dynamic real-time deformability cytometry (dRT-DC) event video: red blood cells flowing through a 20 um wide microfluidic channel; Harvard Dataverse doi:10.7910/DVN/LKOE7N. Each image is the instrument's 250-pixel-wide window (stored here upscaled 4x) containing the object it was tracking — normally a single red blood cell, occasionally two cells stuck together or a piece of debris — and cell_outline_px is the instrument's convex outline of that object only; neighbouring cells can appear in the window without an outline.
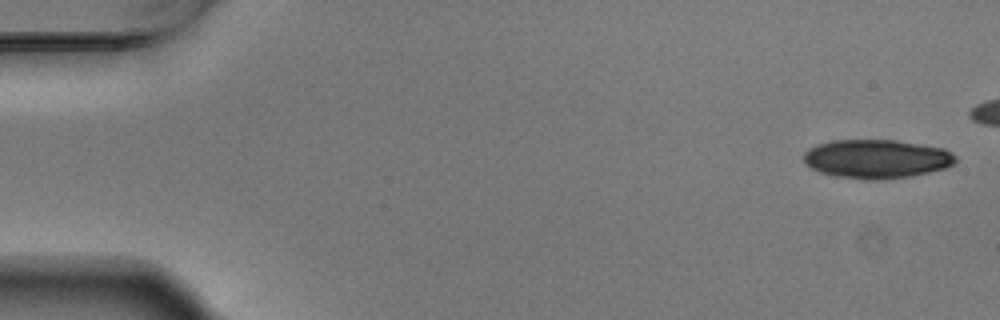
{"species": "Egyptian fruit bat (a non-hibernating species)", "species_latin": "Rousettus aegyptiacus", "temperature_condition": "warm", "stored_images_in_passage": 6, "camera_frame_rate_fps": 3000, "um_per_image_px": 0.085, "animal": {"sex": "male"}, "frame": {"image": 1, "passage_image": 1, "time_ms": 0.0, "image_size_px": [1000, 320], "cell_outline_px": [[956, 164], [944, 168], [928, 172], [908, 176], [880, 180], [868, 180], [836, 176], [820, 172], [812, 168], [804, 160], [804, 152], [808, 148], [816, 144], [832, 140], [896, 140], [924, 144], [944, 148], [952, 152], [956, 156]], "centroid_in_image_um": [74.53, 13.49], "position_along_channel_um": 10.5, "area_um2": 34.51}}
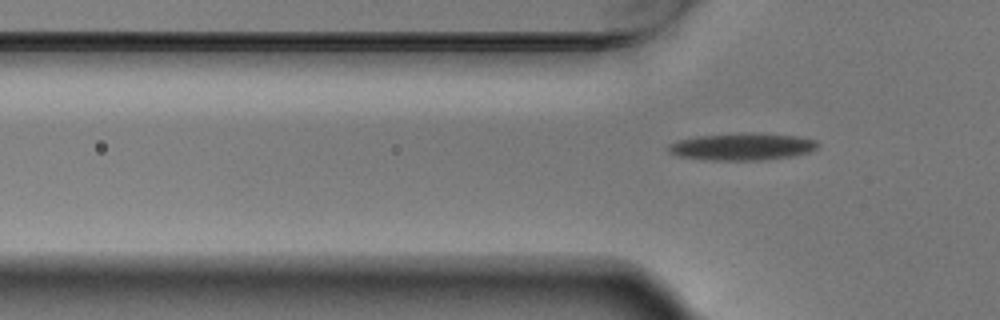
{"frame": {"image": 2, "passage_image": 6, "time_ms": 1.667, "image_size_px": [1000, 320], "cell_outline_px": [[816, 148], [808, 152], [792, 156], [760, 160], [712, 160], [676, 156], [668, 152], [668, 144], [680, 140], [696, 136], [796, 136], [816, 140]], "centroid_in_image_um": [63.0, 12.53], "position_along_channel_um": 62.8, "area_um2": 22.02}}